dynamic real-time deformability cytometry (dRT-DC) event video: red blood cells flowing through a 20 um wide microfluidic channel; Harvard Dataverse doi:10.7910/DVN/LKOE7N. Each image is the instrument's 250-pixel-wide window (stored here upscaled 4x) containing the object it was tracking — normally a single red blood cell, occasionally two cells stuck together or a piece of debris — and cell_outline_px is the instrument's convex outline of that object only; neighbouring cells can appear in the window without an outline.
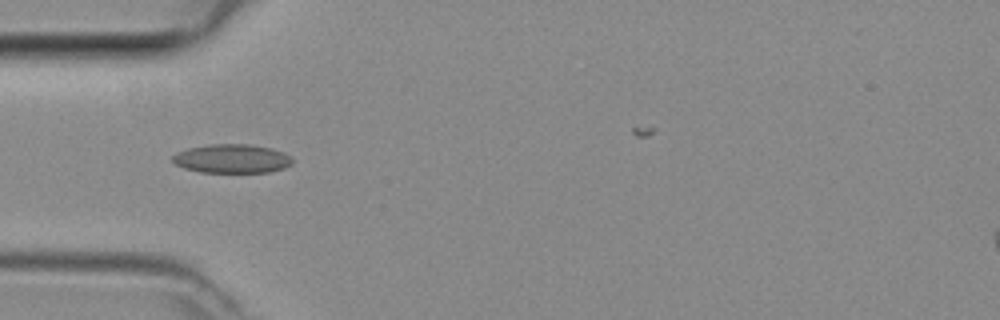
{"species": "common noctule bat (a hibernating species)", "species_latin": "Nyctalus noctula", "temperature_condition": "room temperature", "stored_images_in_passage": 4, "camera_frame_rate_fps": 3000, "um_per_image_px": 0.085, "animal": {"sex": "female", "body_mass_g": 29.2, "forearm_length_mm": 56.3}, "frame": {"image": 1, "passage_image": 3, "time_ms": 0.667, "image_size_px": [1000, 320], "cell_outline_px": [[292, 164], [284, 168], [268, 172], [200, 172], [184, 168], [176, 164], [172, 160], [172, 156], [176, 152], [188, 148], [208, 144], [252, 144], [272, 148], [284, 152], [292, 160]], "centroid_in_image_um": [19.7, 13.47], "position_along_channel_um": 65.3, "area_um2": 20.23}}
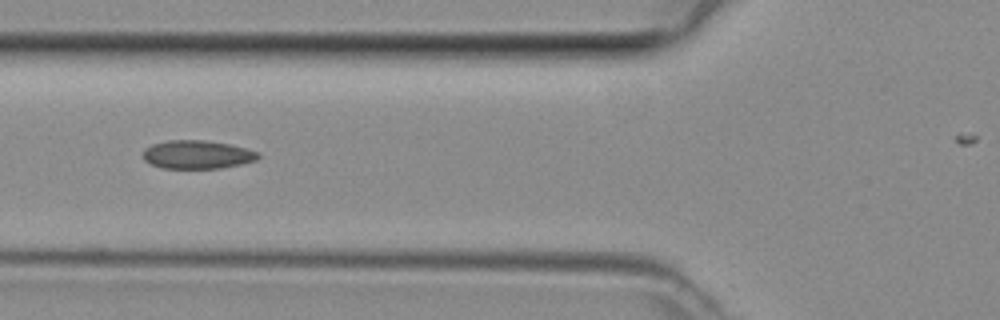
{"frame": {"image": 2, "passage_image": 4, "time_ms": 1.0, "image_size_px": [1000, 320], "cell_outline_px": [[260, 156], [256, 160], [240, 164], [220, 168], [160, 168], [148, 164], [144, 160], [144, 148], [152, 144], [168, 140], [204, 140], [228, 144], [260, 152]], "centroid_in_image_um": [16.73, 13.14], "position_along_channel_um": 109.1, "area_um2": 19.07}}